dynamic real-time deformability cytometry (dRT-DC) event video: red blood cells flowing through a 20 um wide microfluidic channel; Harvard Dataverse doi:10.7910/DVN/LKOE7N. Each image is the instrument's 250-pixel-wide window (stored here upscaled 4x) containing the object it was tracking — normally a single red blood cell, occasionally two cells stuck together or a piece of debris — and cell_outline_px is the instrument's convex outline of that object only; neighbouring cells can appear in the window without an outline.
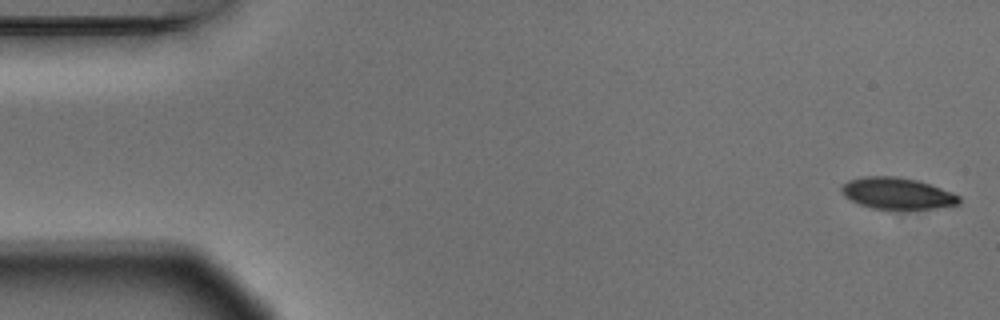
{"species": "Egyptian fruit bat (a non-hibernating species)", "species_latin": "Rousettus aegyptiacus", "temperature_condition": "warm", "stored_images_in_passage": 3, "camera_frame_rate_fps": 3000, "um_per_image_px": 0.085, "animal": {"sex": "male"}, "frame": {"image": 1, "passage_image": 1, "time_ms": 0.0, "image_size_px": [1000, 320], "cell_outline_px": [[960, 204], [936, 208], [872, 208], [860, 204], [844, 196], [840, 192], [840, 184], [848, 180], [864, 176], [896, 176], [916, 180], [952, 192], [960, 196]], "centroid_in_image_um": [76.22, 16.42], "position_along_channel_um": 8.8, "area_um2": 21.39}}